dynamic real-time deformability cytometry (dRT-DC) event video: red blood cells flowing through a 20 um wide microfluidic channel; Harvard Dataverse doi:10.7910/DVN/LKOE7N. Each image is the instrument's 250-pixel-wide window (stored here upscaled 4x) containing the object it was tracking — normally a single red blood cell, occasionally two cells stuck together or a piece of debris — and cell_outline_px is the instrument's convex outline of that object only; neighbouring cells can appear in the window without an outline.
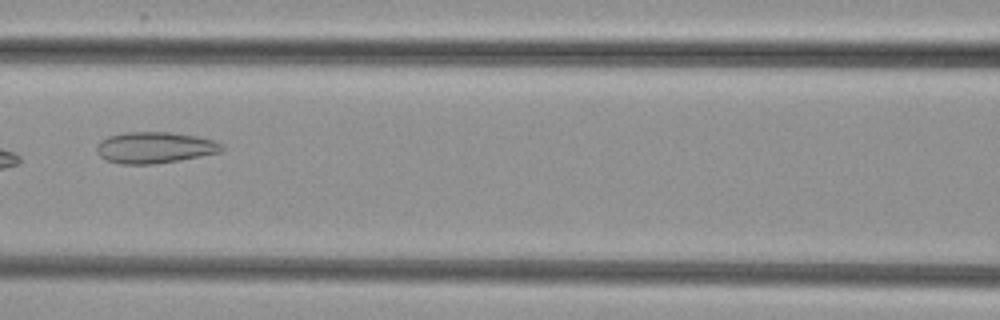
{"species": "common noctule bat (a hibernating species)", "species_latin": "Nyctalus noctula", "temperature_condition": "cold", "stored_images_in_passage": 8, "camera_frame_rate_fps": 3000, "um_per_image_px": 0.085, "animal": {"sex": "female", "body_mass_g": 29.2, "forearm_length_mm": 56.3}, "frame": {"image": 1, "passage_image": 5, "time_ms": 6.333, "image_size_px": [1000, 320], "cell_outline_px": [[224, 148], [220, 152], [180, 160], [152, 164], [120, 164], [104, 160], [96, 152], [96, 144], [100, 140], [108, 136], [124, 132], [168, 132], [196, 136], [212, 140], [220, 144]], "centroid_in_image_um": [13.07, 12.54], "position_along_channel_um": 153.5, "area_um2": 22.83}}
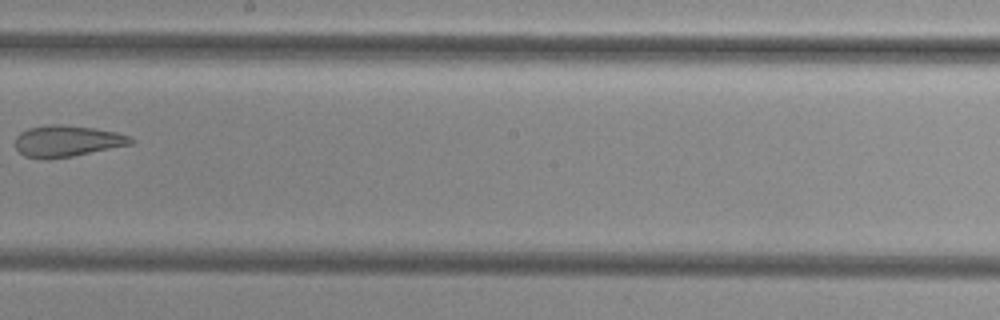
{"frame": {"image": 2, "passage_image": 7, "time_ms": 8.667, "image_size_px": [1000, 320], "cell_outline_px": [[136, 140], [132, 144], [72, 156], [48, 160], [24, 156], [16, 148], [16, 136], [20, 132], [28, 128], [44, 124], [64, 124], [96, 128], [116, 132], [128, 136]], "centroid_in_image_um": [5.68, 11.98], "position_along_channel_um": 242.5, "area_um2": 21.33}}
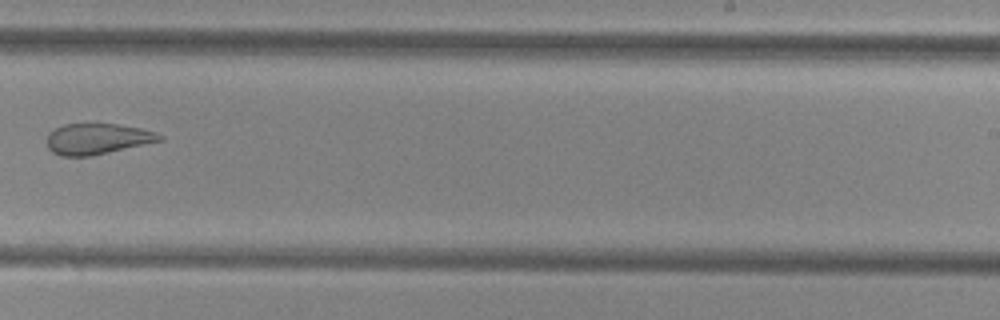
{"frame": {"image": 3, "passage_image": 8, "time_ms": 9.667, "image_size_px": [1000, 320], "cell_outline_px": [[164, 140], [88, 156], [60, 156], [52, 152], [48, 148], [48, 132], [64, 124], [116, 124], [140, 128], [156, 132], [164, 136]], "centroid_in_image_um": [8.27, 11.8], "position_along_channel_um": 280.7, "area_um2": 20.06}}